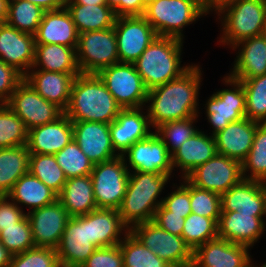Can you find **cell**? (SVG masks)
Here are the masks:
<instances>
[{"mask_svg":"<svg viewBox=\"0 0 266 267\" xmlns=\"http://www.w3.org/2000/svg\"><path fill=\"white\" fill-rule=\"evenodd\" d=\"M183 182L171 194L162 200V205L173 214L183 215L186 218L191 212L190 207V183L181 178Z\"/></svg>","mask_w":266,"mask_h":267,"instance_id":"c3c4849f","label":"cell"},{"mask_svg":"<svg viewBox=\"0 0 266 267\" xmlns=\"http://www.w3.org/2000/svg\"><path fill=\"white\" fill-rule=\"evenodd\" d=\"M261 187L264 195V206H265V216H266V180L261 181Z\"/></svg>","mask_w":266,"mask_h":267,"instance_id":"94428289","label":"cell"},{"mask_svg":"<svg viewBox=\"0 0 266 267\" xmlns=\"http://www.w3.org/2000/svg\"><path fill=\"white\" fill-rule=\"evenodd\" d=\"M122 107L116 102L97 74L76 76L64 114L71 121H91L110 124Z\"/></svg>","mask_w":266,"mask_h":267,"instance_id":"7a4b0ae2","label":"cell"},{"mask_svg":"<svg viewBox=\"0 0 266 267\" xmlns=\"http://www.w3.org/2000/svg\"><path fill=\"white\" fill-rule=\"evenodd\" d=\"M73 139L72 121L63 114L56 121L28 130L30 153L55 155Z\"/></svg>","mask_w":266,"mask_h":267,"instance_id":"603a6c76","label":"cell"},{"mask_svg":"<svg viewBox=\"0 0 266 267\" xmlns=\"http://www.w3.org/2000/svg\"><path fill=\"white\" fill-rule=\"evenodd\" d=\"M234 211L266 217L260 181L243 179L221 195V212Z\"/></svg>","mask_w":266,"mask_h":267,"instance_id":"4316f807","label":"cell"},{"mask_svg":"<svg viewBox=\"0 0 266 267\" xmlns=\"http://www.w3.org/2000/svg\"><path fill=\"white\" fill-rule=\"evenodd\" d=\"M217 227L219 238L250 248L266 231V222L263 217H256L254 214L221 212Z\"/></svg>","mask_w":266,"mask_h":267,"instance_id":"7402d4cb","label":"cell"},{"mask_svg":"<svg viewBox=\"0 0 266 267\" xmlns=\"http://www.w3.org/2000/svg\"><path fill=\"white\" fill-rule=\"evenodd\" d=\"M0 242L13 255L35 247L31 224L27 215L14 226L4 227L0 231Z\"/></svg>","mask_w":266,"mask_h":267,"instance_id":"f6af8a7d","label":"cell"},{"mask_svg":"<svg viewBox=\"0 0 266 267\" xmlns=\"http://www.w3.org/2000/svg\"><path fill=\"white\" fill-rule=\"evenodd\" d=\"M232 48H239V51L228 76L235 80H247L266 74V43L262 36L242 40Z\"/></svg>","mask_w":266,"mask_h":267,"instance_id":"f1b7e54d","label":"cell"},{"mask_svg":"<svg viewBox=\"0 0 266 267\" xmlns=\"http://www.w3.org/2000/svg\"><path fill=\"white\" fill-rule=\"evenodd\" d=\"M152 222L173 235L182 236L185 218L183 215L173 214L161 204L155 211Z\"/></svg>","mask_w":266,"mask_h":267,"instance_id":"816d5d0a","label":"cell"},{"mask_svg":"<svg viewBox=\"0 0 266 267\" xmlns=\"http://www.w3.org/2000/svg\"><path fill=\"white\" fill-rule=\"evenodd\" d=\"M248 251V246L217 237L193 251L191 267H258Z\"/></svg>","mask_w":266,"mask_h":267,"instance_id":"e0dca14e","label":"cell"},{"mask_svg":"<svg viewBox=\"0 0 266 267\" xmlns=\"http://www.w3.org/2000/svg\"><path fill=\"white\" fill-rule=\"evenodd\" d=\"M73 139L81 151L94 163L120 156L111 141L109 124L91 121H72Z\"/></svg>","mask_w":266,"mask_h":267,"instance_id":"ac0fdd59","label":"cell"},{"mask_svg":"<svg viewBox=\"0 0 266 267\" xmlns=\"http://www.w3.org/2000/svg\"><path fill=\"white\" fill-rule=\"evenodd\" d=\"M145 4L149 3L150 1H153V0H143Z\"/></svg>","mask_w":266,"mask_h":267,"instance_id":"e7e4bbea","label":"cell"},{"mask_svg":"<svg viewBox=\"0 0 266 267\" xmlns=\"http://www.w3.org/2000/svg\"><path fill=\"white\" fill-rule=\"evenodd\" d=\"M28 130L24 122L7 106L0 104V148L27 145Z\"/></svg>","mask_w":266,"mask_h":267,"instance_id":"b9f144b4","label":"cell"},{"mask_svg":"<svg viewBox=\"0 0 266 267\" xmlns=\"http://www.w3.org/2000/svg\"><path fill=\"white\" fill-rule=\"evenodd\" d=\"M201 66L191 65L180 77L148 90L146 112L151 126L198 116V94L202 81Z\"/></svg>","mask_w":266,"mask_h":267,"instance_id":"6da1fadb","label":"cell"},{"mask_svg":"<svg viewBox=\"0 0 266 267\" xmlns=\"http://www.w3.org/2000/svg\"><path fill=\"white\" fill-rule=\"evenodd\" d=\"M7 196L18 206L26 205L31 210L55 202L58 194L29 172L21 176Z\"/></svg>","mask_w":266,"mask_h":267,"instance_id":"d6a6232c","label":"cell"},{"mask_svg":"<svg viewBox=\"0 0 266 267\" xmlns=\"http://www.w3.org/2000/svg\"><path fill=\"white\" fill-rule=\"evenodd\" d=\"M143 108H122L116 119L109 124L112 145L120 156L137 141L144 140L153 133L148 114L142 111Z\"/></svg>","mask_w":266,"mask_h":267,"instance_id":"ffe728a7","label":"cell"},{"mask_svg":"<svg viewBox=\"0 0 266 267\" xmlns=\"http://www.w3.org/2000/svg\"><path fill=\"white\" fill-rule=\"evenodd\" d=\"M80 267H124L120 245L97 248Z\"/></svg>","mask_w":266,"mask_h":267,"instance_id":"681fc988","label":"cell"},{"mask_svg":"<svg viewBox=\"0 0 266 267\" xmlns=\"http://www.w3.org/2000/svg\"><path fill=\"white\" fill-rule=\"evenodd\" d=\"M129 232L172 267L192 266L193 251L182 236L173 235L152 221L135 225Z\"/></svg>","mask_w":266,"mask_h":267,"instance_id":"ba28073f","label":"cell"},{"mask_svg":"<svg viewBox=\"0 0 266 267\" xmlns=\"http://www.w3.org/2000/svg\"><path fill=\"white\" fill-rule=\"evenodd\" d=\"M27 145L0 148V196L7 195L17 180L29 172Z\"/></svg>","mask_w":266,"mask_h":267,"instance_id":"e575fe53","label":"cell"},{"mask_svg":"<svg viewBox=\"0 0 266 267\" xmlns=\"http://www.w3.org/2000/svg\"><path fill=\"white\" fill-rule=\"evenodd\" d=\"M123 237L119 245L124 267H172L145 247L129 231Z\"/></svg>","mask_w":266,"mask_h":267,"instance_id":"f35d334b","label":"cell"},{"mask_svg":"<svg viewBox=\"0 0 266 267\" xmlns=\"http://www.w3.org/2000/svg\"><path fill=\"white\" fill-rule=\"evenodd\" d=\"M66 4L107 5L106 0H66Z\"/></svg>","mask_w":266,"mask_h":267,"instance_id":"6f0895ef","label":"cell"},{"mask_svg":"<svg viewBox=\"0 0 266 267\" xmlns=\"http://www.w3.org/2000/svg\"><path fill=\"white\" fill-rule=\"evenodd\" d=\"M116 17L143 16L146 4L143 0H106Z\"/></svg>","mask_w":266,"mask_h":267,"instance_id":"db71d44e","label":"cell"},{"mask_svg":"<svg viewBox=\"0 0 266 267\" xmlns=\"http://www.w3.org/2000/svg\"><path fill=\"white\" fill-rule=\"evenodd\" d=\"M76 58L81 74H97L101 69L119 63L114 27L78 34Z\"/></svg>","mask_w":266,"mask_h":267,"instance_id":"52a82bcc","label":"cell"},{"mask_svg":"<svg viewBox=\"0 0 266 267\" xmlns=\"http://www.w3.org/2000/svg\"><path fill=\"white\" fill-rule=\"evenodd\" d=\"M13 254L0 242V267H8Z\"/></svg>","mask_w":266,"mask_h":267,"instance_id":"9f6ffc18","label":"cell"},{"mask_svg":"<svg viewBox=\"0 0 266 267\" xmlns=\"http://www.w3.org/2000/svg\"><path fill=\"white\" fill-rule=\"evenodd\" d=\"M183 40L157 36L134 62L147 90L180 77L191 65L181 66Z\"/></svg>","mask_w":266,"mask_h":267,"instance_id":"5b68a950","label":"cell"},{"mask_svg":"<svg viewBox=\"0 0 266 267\" xmlns=\"http://www.w3.org/2000/svg\"><path fill=\"white\" fill-rule=\"evenodd\" d=\"M209 12L197 0H153L143 17L158 36L183 40V29Z\"/></svg>","mask_w":266,"mask_h":267,"instance_id":"8992f818","label":"cell"},{"mask_svg":"<svg viewBox=\"0 0 266 267\" xmlns=\"http://www.w3.org/2000/svg\"><path fill=\"white\" fill-rule=\"evenodd\" d=\"M8 267H61V265L56 249L35 246L13 255Z\"/></svg>","mask_w":266,"mask_h":267,"instance_id":"7dc6e473","label":"cell"},{"mask_svg":"<svg viewBox=\"0 0 266 267\" xmlns=\"http://www.w3.org/2000/svg\"><path fill=\"white\" fill-rule=\"evenodd\" d=\"M220 0H205V9L208 12H212L214 9V6L217 2H219Z\"/></svg>","mask_w":266,"mask_h":267,"instance_id":"91938a15","label":"cell"},{"mask_svg":"<svg viewBox=\"0 0 266 267\" xmlns=\"http://www.w3.org/2000/svg\"><path fill=\"white\" fill-rule=\"evenodd\" d=\"M261 36L263 37V39L265 40V43H266V29L263 31V33L261 34Z\"/></svg>","mask_w":266,"mask_h":267,"instance_id":"6125c7cd","label":"cell"},{"mask_svg":"<svg viewBox=\"0 0 266 267\" xmlns=\"http://www.w3.org/2000/svg\"><path fill=\"white\" fill-rule=\"evenodd\" d=\"M0 59L23 76L35 60V36L0 23Z\"/></svg>","mask_w":266,"mask_h":267,"instance_id":"44dd1931","label":"cell"},{"mask_svg":"<svg viewBox=\"0 0 266 267\" xmlns=\"http://www.w3.org/2000/svg\"><path fill=\"white\" fill-rule=\"evenodd\" d=\"M259 122L243 118L214 135L217 153L243 162L251 150Z\"/></svg>","mask_w":266,"mask_h":267,"instance_id":"d4e9b609","label":"cell"},{"mask_svg":"<svg viewBox=\"0 0 266 267\" xmlns=\"http://www.w3.org/2000/svg\"><path fill=\"white\" fill-rule=\"evenodd\" d=\"M54 156L67 179L90 175L94 167V163L81 151L74 139Z\"/></svg>","mask_w":266,"mask_h":267,"instance_id":"7bdbcfd3","label":"cell"},{"mask_svg":"<svg viewBox=\"0 0 266 267\" xmlns=\"http://www.w3.org/2000/svg\"><path fill=\"white\" fill-rule=\"evenodd\" d=\"M185 179L199 189L222 195L244 179L242 163L217 153L192 170Z\"/></svg>","mask_w":266,"mask_h":267,"instance_id":"7c38bea8","label":"cell"},{"mask_svg":"<svg viewBox=\"0 0 266 267\" xmlns=\"http://www.w3.org/2000/svg\"><path fill=\"white\" fill-rule=\"evenodd\" d=\"M260 267H266V263H264L263 265H261Z\"/></svg>","mask_w":266,"mask_h":267,"instance_id":"03108f58","label":"cell"},{"mask_svg":"<svg viewBox=\"0 0 266 267\" xmlns=\"http://www.w3.org/2000/svg\"><path fill=\"white\" fill-rule=\"evenodd\" d=\"M205 8V0H197Z\"/></svg>","mask_w":266,"mask_h":267,"instance_id":"be15d7a7","label":"cell"},{"mask_svg":"<svg viewBox=\"0 0 266 267\" xmlns=\"http://www.w3.org/2000/svg\"><path fill=\"white\" fill-rule=\"evenodd\" d=\"M21 208L7 195L0 196V231L14 226L26 215Z\"/></svg>","mask_w":266,"mask_h":267,"instance_id":"f5cc1de1","label":"cell"},{"mask_svg":"<svg viewBox=\"0 0 266 267\" xmlns=\"http://www.w3.org/2000/svg\"><path fill=\"white\" fill-rule=\"evenodd\" d=\"M242 173L247 180H266V123L256 127L251 150L242 162Z\"/></svg>","mask_w":266,"mask_h":267,"instance_id":"74e56055","label":"cell"},{"mask_svg":"<svg viewBox=\"0 0 266 267\" xmlns=\"http://www.w3.org/2000/svg\"><path fill=\"white\" fill-rule=\"evenodd\" d=\"M9 0H0V23H5L8 14Z\"/></svg>","mask_w":266,"mask_h":267,"instance_id":"680465c9","label":"cell"},{"mask_svg":"<svg viewBox=\"0 0 266 267\" xmlns=\"http://www.w3.org/2000/svg\"><path fill=\"white\" fill-rule=\"evenodd\" d=\"M238 81L245 92L246 118L266 123V74Z\"/></svg>","mask_w":266,"mask_h":267,"instance_id":"ab89813d","label":"cell"},{"mask_svg":"<svg viewBox=\"0 0 266 267\" xmlns=\"http://www.w3.org/2000/svg\"><path fill=\"white\" fill-rule=\"evenodd\" d=\"M96 249L88 239L87 214L71 217L56 248L61 267H80Z\"/></svg>","mask_w":266,"mask_h":267,"instance_id":"d6986e66","label":"cell"},{"mask_svg":"<svg viewBox=\"0 0 266 267\" xmlns=\"http://www.w3.org/2000/svg\"><path fill=\"white\" fill-rule=\"evenodd\" d=\"M32 229L34 245L56 249L71 218L57 199L44 207L26 213Z\"/></svg>","mask_w":266,"mask_h":267,"instance_id":"2e32d148","label":"cell"},{"mask_svg":"<svg viewBox=\"0 0 266 267\" xmlns=\"http://www.w3.org/2000/svg\"><path fill=\"white\" fill-rule=\"evenodd\" d=\"M80 74L29 70L24 80L45 100L64 111L69 103L73 82Z\"/></svg>","mask_w":266,"mask_h":267,"instance_id":"cb8c5ba5","label":"cell"},{"mask_svg":"<svg viewBox=\"0 0 266 267\" xmlns=\"http://www.w3.org/2000/svg\"><path fill=\"white\" fill-rule=\"evenodd\" d=\"M114 30L121 63L134 64L158 36L143 16L116 17Z\"/></svg>","mask_w":266,"mask_h":267,"instance_id":"5bb4252c","label":"cell"},{"mask_svg":"<svg viewBox=\"0 0 266 267\" xmlns=\"http://www.w3.org/2000/svg\"><path fill=\"white\" fill-rule=\"evenodd\" d=\"M24 76L0 59V104H6Z\"/></svg>","mask_w":266,"mask_h":267,"instance_id":"f907efd6","label":"cell"},{"mask_svg":"<svg viewBox=\"0 0 266 267\" xmlns=\"http://www.w3.org/2000/svg\"><path fill=\"white\" fill-rule=\"evenodd\" d=\"M31 69L81 73L77 64L76 49L60 44H35V60Z\"/></svg>","mask_w":266,"mask_h":267,"instance_id":"1f68e13d","label":"cell"},{"mask_svg":"<svg viewBox=\"0 0 266 267\" xmlns=\"http://www.w3.org/2000/svg\"><path fill=\"white\" fill-rule=\"evenodd\" d=\"M217 154L214 136L199 130L186 140L173 154V169H181L182 178Z\"/></svg>","mask_w":266,"mask_h":267,"instance_id":"f546056e","label":"cell"},{"mask_svg":"<svg viewBox=\"0 0 266 267\" xmlns=\"http://www.w3.org/2000/svg\"><path fill=\"white\" fill-rule=\"evenodd\" d=\"M129 174L122 156L94 164L90 175L97 208L118 210L126 193Z\"/></svg>","mask_w":266,"mask_h":267,"instance_id":"9c48e42d","label":"cell"},{"mask_svg":"<svg viewBox=\"0 0 266 267\" xmlns=\"http://www.w3.org/2000/svg\"><path fill=\"white\" fill-rule=\"evenodd\" d=\"M232 88L218 90L206 102V116L212 125V136L225 129L230 123L246 117L245 92L242 83L226 75L222 80Z\"/></svg>","mask_w":266,"mask_h":267,"instance_id":"8fae6325","label":"cell"},{"mask_svg":"<svg viewBox=\"0 0 266 267\" xmlns=\"http://www.w3.org/2000/svg\"><path fill=\"white\" fill-rule=\"evenodd\" d=\"M222 23V45L261 36L266 29V0H220L214 6ZM222 18V19H221Z\"/></svg>","mask_w":266,"mask_h":267,"instance_id":"277c9868","label":"cell"},{"mask_svg":"<svg viewBox=\"0 0 266 267\" xmlns=\"http://www.w3.org/2000/svg\"><path fill=\"white\" fill-rule=\"evenodd\" d=\"M29 173L59 194L67 181L54 155L30 153Z\"/></svg>","mask_w":266,"mask_h":267,"instance_id":"8d00e7d4","label":"cell"},{"mask_svg":"<svg viewBox=\"0 0 266 267\" xmlns=\"http://www.w3.org/2000/svg\"><path fill=\"white\" fill-rule=\"evenodd\" d=\"M58 200L70 217L83 216L98 209L94 200L91 175L67 179L58 194Z\"/></svg>","mask_w":266,"mask_h":267,"instance_id":"4dcf8cb0","label":"cell"},{"mask_svg":"<svg viewBox=\"0 0 266 267\" xmlns=\"http://www.w3.org/2000/svg\"><path fill=\"white\" fill-rule=\"evenodd\" d=\"M198 117L193 116L183 120L168 121L155 129V132L163 140L164 145L171 155L186 140L199 131L193 125Z\"/></svg>","mask_w":266,"mask_h":267,"instance_id":"ee69618b","label":"cell"},{"mask_svg":"<svg viewBox=\"0 0 266 267\" xmlns=\"http://www.w3.org/2000/svg\"><path fill=\"white\" fill-rule=\"evenodd\" d=\"M35 44H60L77 48L78 32L65 7L45 11L35 33Z\"/></svg>","mask_w":266,"mask_h":267,"instance_id":"484cf974","label":"cell"},{"mask_svg":"<svg viewBox=\"0 0 266 267\" xmlns=\"http://www.w3.org/2000/svg\"><path fill=\"white\" fill-rule=\"evenodd\" d=\"M190 207L192 213L212 218L218 223L221 215V195L190 184Z\"/></svg>","mask_w":266,"mask_h":267,"instance_id":"bcb514c9","label":"cell"},{"mask_svg":"<svg viewBox=\"0 0 266 267\" xmlns=\"http://www.w3.org/2000/svg\"><path fill=\"white\" fill-rule=\"evenodd\" d=\"M170 178L163 173L130 172L126 193L118 208L121 221L129 230L153 220L163 200L159 195Z\"/></svg>","mask_w":266,"mask_h":267,"instance_id":"3957f363","label":"cell"},{"mask_svg":"<svg viewBox=\"0 0 266 267\" xmlns=\"http://www.w3.org/2000/svg\"><path fill=\"white\" fill-rule=\"evenodd\" d=\"M217 224L212 218L190 213L185 218L182 237L194 251L197 247L218 237Z\"/></svg>","mask_w":266,"mask_h":267,"instance_id":"60d3db41","label":"cell"},{"mask_svg":"<svg viewBox=\"0 0 266 267\" xmlns=\"http://www.w3.org/2000/svg\"><path fill=\"white\" fill-rule=\"evenodd\" d=\"M78 34L114 27L116 15L108 5L65 4Z\"/></svg>","mask_w":266,"mask_h":267,"instance_id":"836d02e7","label":"cell"},{"mask_svg":"<svg viewBox=\"0 0 266 267\" xmlns=\"http://www.w3.org/2000/svg\"><path fill=\"white\" fill-rule=\"evenodd\" d=\"M128 231L118 210L98 208L87 214L88 239L97 248L119 245Z\"/></svg>","mask_w":266,"mask_h":267,"instance_id":"83f0119b","label":"cell"},{"mask_svg":"<svg viewBox=\"0 0 266 267\" xmlns=\"http://www.w3.org/2000/svg\"><path fill=\"white\" fill-rule=\"evenodd\" d=\"M44 12L41 7L28 1L9 0L5 23L21 32L35 35Z\"/></svg>","mask_w":266,"mask_h":267,"instance_id":"d590c367","label":"cell"},{"mask_svg":"<svg viewBox=\"0 0 266 267\" xmlns=\"http://www.w3.org/2000/svg\"><path fill=\"white\" fill-rule=\"evenodd\" d=\"M97 75L122 108L146 106L148 90L133 63H116L101 69Z\"/></svg>","mask_w":266,"mask_h":267,"instance_id":"30bf717a","label":"cell"},{"mask_svg":"<svg viewBox=\"0 0 266 267\" xmlns=\"http://www.w3.org/2000/svg\"><path fill=\"white\" fill-rule=\"evenodd\" d=\"M41 7L44 11L57 10L65 7L66 0H24Z\"/></svg>","mask_w":266,"mask_h":267,"instance_id":"11a10c76","label":"cell"},{"mask_svg":"<svg viewBox=\"0 0 266 267\" xmlns=\"http://www.w3.org/2000/svg\"><path fill=\"white\" fill-rule=\"evenodd\" d=\"M6 104L24 122L27 130L54 122L64 114L60 107L45 100L24 79Z\"/></svg>","mask_w":266,"mask_h":267,"instance_id":"4fadbf2b","label":"cell"},{"mask_svg":"<svg viewBox=\"0 0 266 267\" xmlns=\"http://www.w3.org/2000/svg\"><path fill=\"white\" fill-rule=\"evenodd\" d=\"M121 156L129 172L163 173L170 176L173 172L172 155L155 131L148 138L137 141Z\"/></svg>","mask_w":266,"mask_h":267,"instance_id":"9a60e30c","label":"cell"}]
</instances>
